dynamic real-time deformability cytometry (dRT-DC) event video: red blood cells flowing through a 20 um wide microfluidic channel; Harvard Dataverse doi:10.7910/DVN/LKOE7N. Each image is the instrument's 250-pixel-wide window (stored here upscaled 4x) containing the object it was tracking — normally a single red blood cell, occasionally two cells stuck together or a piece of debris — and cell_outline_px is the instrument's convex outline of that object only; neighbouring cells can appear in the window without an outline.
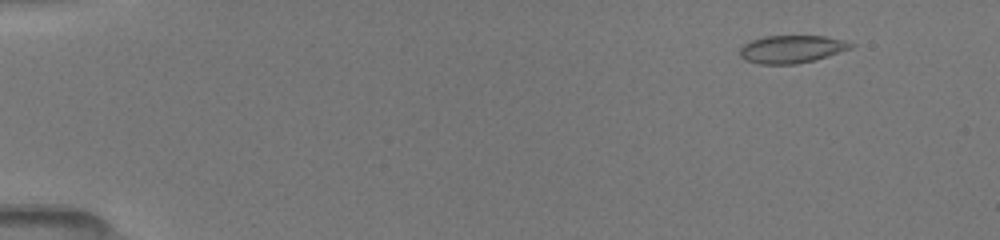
{"species": "common noctule bat (a hibernating species)", "species_latin": "Nyctalus noctula", "temperature_condition": "room temperature", "stored_images_in_passage": 51, "camera_frame_rate_fps": 3000, "um_per_image_px": 0.085, "animal": {"sex": "female", "body_mass_g": 19.5, "forearm_length_mm": 54.1}, "frame": {"image": 1, "passage_image": 5, "time_ms": 1.333, "image_size_px": [1000, 240], "cell_outline_px": [[856, 44], [852, 48], [828, 56], [796, 64], [760, 64], [744, 60], [740, 56], [740, 48], [744, 44], [752, 40], [764, 36], [824, 36], [844, 40]], "centroid_in_image_um": [67.29, 4.17], "position_along_channel_um": 17.7, "area_um2": 17.92}}
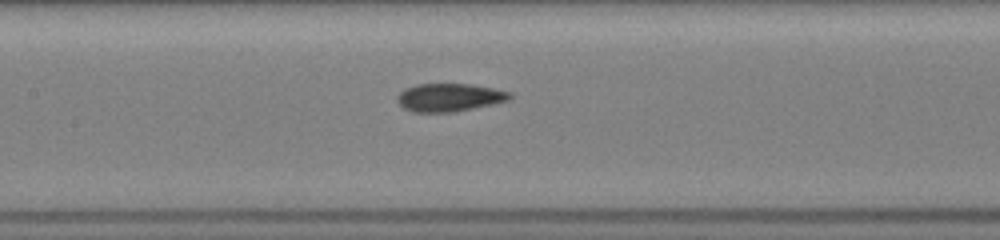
{"frame": {"image": 2, "passage_image": 25, "time_ms": 8.0, "image_size_px": [1000, 240], "cell_outline_px": [[512, 96], [508, 100], [492, 104], [456, 112], [412, 112], [404, 108], [396, 100], [396, 96], [404, 88], [416, 84], [472, 84], [512, 92]], "centroid_in_image_um": [38.17, 8.28], "position_along_channel_um": 169.2, "area_um2": 18.5}}
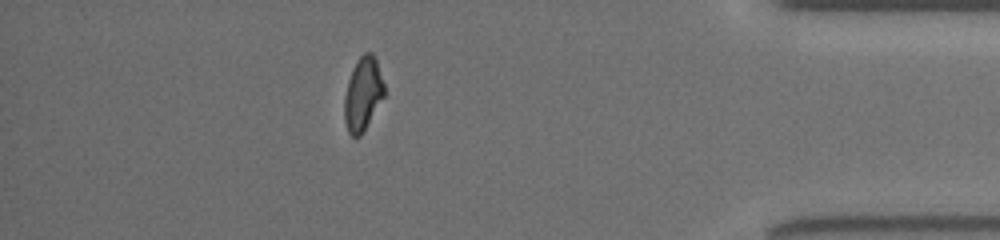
{"frame": {"image": 3, "passage_image": 45, "time_ms": 14.667, "image_size_px": [1000, 240], "cell_outline_px": [[384, 96], [360, 136], [352, 136], [348, 132], [344, 120], [344, 96], [348, 80], [352, 68], [356, 60], [364, 52], [372, 52], [376, 56], [384, 84]], "centroid_in_image_um": [30.84, 7.93], "position_along_channel_um": 404.4, "area_um2": 17.11}, "authors_computed_cell_mechanics": {"area_um2": 18.0336, "velocity_mm_per_s": 4.0663, "shape_relaxation_time_tau1_ms": null, "shape_relaxation_time_tau2_ms": 1.8334, "deformation_change_tau1": null, "deformation_change_tau2": 0.0631}}